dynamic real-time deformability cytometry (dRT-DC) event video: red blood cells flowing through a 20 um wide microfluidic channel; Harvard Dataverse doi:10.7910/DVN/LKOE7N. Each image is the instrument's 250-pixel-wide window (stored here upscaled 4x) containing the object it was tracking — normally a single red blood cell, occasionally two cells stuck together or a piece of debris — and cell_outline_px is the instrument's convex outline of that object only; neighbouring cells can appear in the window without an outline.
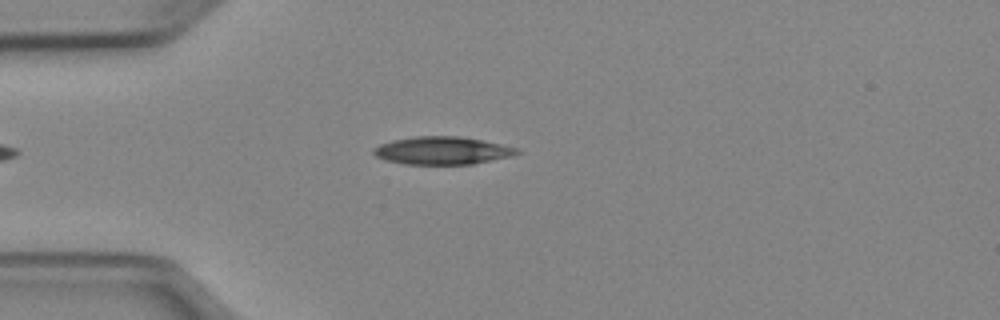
{"species": "Egyptian fruit bat (a non-hibernating species)", "species_latin": "Rousettus aegyptiacus", "temperature_condition": "cold", "stored_images_in_passage": 36, "camera_frame_rate_fps": 3000, "um_per_image_px": 0.085, "animal": {"sex": "female"}, "frame": {"image": 1, "passage_image": 2, "time_ms": 0.333, "image_size_px": [1000, 320], "cell_outline_px": [[520, 152], [512, 156], [472, 164], [404, 164], [384, 160], [376, 156], [372, 152], [372, 148], [380, 144], [392, 140], [416, 136], [456, 136], [484, 140], [520, 148]], "centroid_in_image_um": [37.59, 12.79], "position_along_channel_um": 47.4, "area_um2": 23.35}}
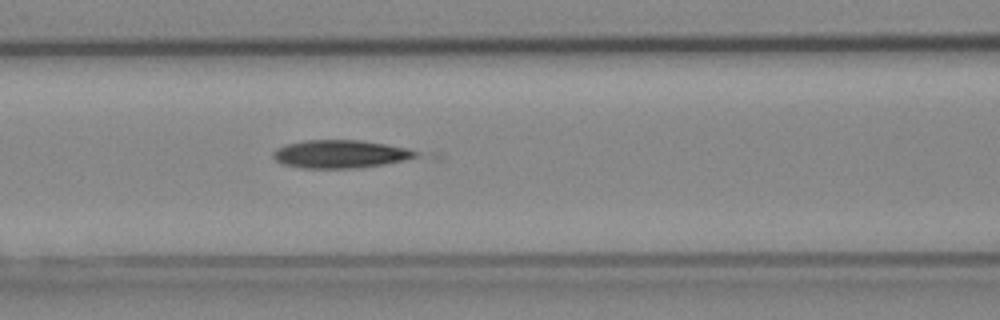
{"frame": {"image": 2, "passage_image": 10, "time_ms": 3.0, "image_size_px": [1000, 320], "cell_outline_px": [[420, 152], [416, 156], [404, 160], [384, 164], [352, 168], [300, 168], [284, 164], [276, 160], [272, 156], [272, 152], [276, 148], [288, 144], [304, 140], [360, 140], [408, 148]], "centroid_in_image_um": [28.9, 13.09], "position_along_channel_um": 137.7, "area_um2": 23.18}}
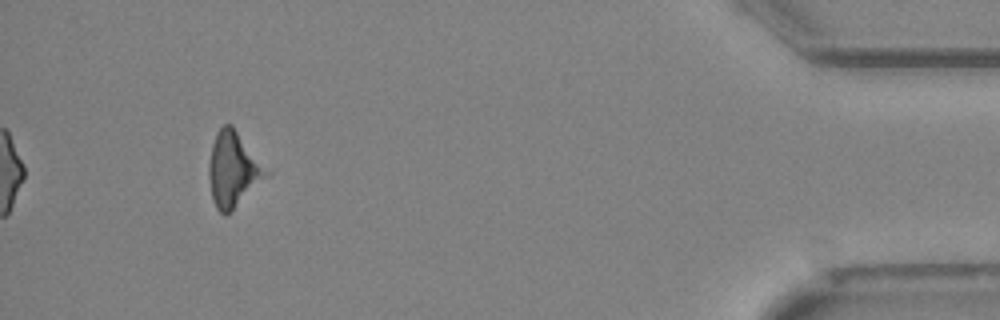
{"frame": {"image": 3, "passage_image": 36, "time_ms": 11.667, "image_size_px": [1000, 320], "cell_outline_px": [[272, 172], [224, 216], [216, 208], [212, 196], [208, 176], [208, 164], [212, 144], [216, 132], [224, 124], [232, 124]], "centroid_in_image_um": [19.83, 14.34], "position_along_channel_um": 415.4, "area_um2": 24.97}}